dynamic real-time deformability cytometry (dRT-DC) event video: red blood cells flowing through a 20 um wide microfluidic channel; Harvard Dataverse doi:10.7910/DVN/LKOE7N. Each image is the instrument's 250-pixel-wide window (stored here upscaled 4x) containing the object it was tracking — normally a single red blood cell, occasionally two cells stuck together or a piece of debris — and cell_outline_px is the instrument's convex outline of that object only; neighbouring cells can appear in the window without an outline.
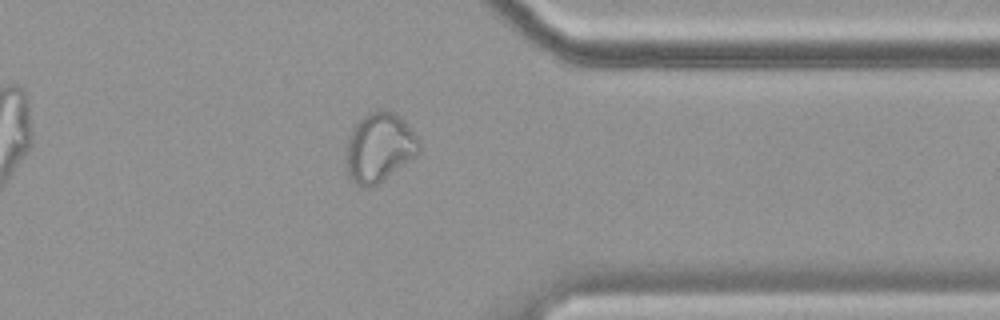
{"species": "common noctule bat (a hibernating species)", "species_latin": "Nyctalus noctula", "temperature_condition": "cold", "stored_images_in_passage": 44, "camera_frame_rate_fps": 3000, "um_per_image_px": 0.085, "animal": {"sex": "female", "body_mass_g": 19.9}, "frame": {"image": 1, "passage_image": 32, "time_ms": 10.333, "image_size_px": [1000, 320], "cell_outline_px": [[420, 152], [416, 156], [372, 188], [364, 188], [356, 184], [344, 172], [344, 156], [348, 136], [352, 128], [368, 112], [376, 108], [384, 108], [400, 116], [404, 120], [420, 140]], "centroid_in_image_um": [32.2, 12.54], "position_along_channel_um": 379.2, "area_um2": 30.29}, "authors_computed_cell_mechanics": {"area_um2": 25.0274, "velocity_mm_per_s": 3.5016, "shape_relaxation_time_tau1_ms": null, "shape_relaxation_time_tau2_ms": 2.3564, "deformation_change_tau1": null, "deformation_change_tau2": 0.0903}}